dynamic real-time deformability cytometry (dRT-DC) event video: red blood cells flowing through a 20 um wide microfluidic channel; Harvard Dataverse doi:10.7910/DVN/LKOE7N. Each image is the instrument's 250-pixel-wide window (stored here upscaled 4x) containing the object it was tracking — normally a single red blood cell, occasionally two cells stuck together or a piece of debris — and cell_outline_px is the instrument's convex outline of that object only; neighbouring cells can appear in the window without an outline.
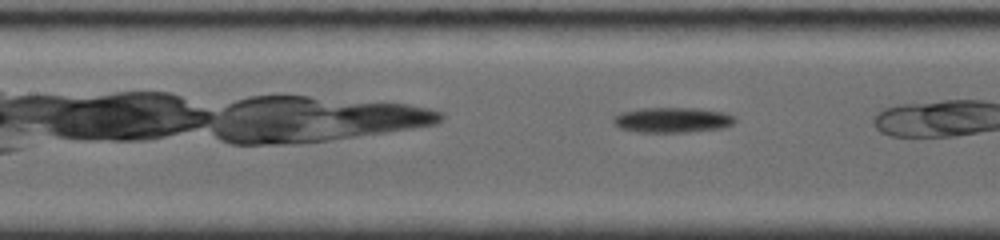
{"species": "common noctule bat (a hibernating species)", "species_latin": "Nyctalus noctula", "temperature_condition": "room temperature", "stored_images_in_passage": 20, "camera_frame_rate_fps": 4000, "um_per_image_px": 0.085, "animal": {"sex": "female", "body_mass_g": 19.0, "forearm_length_mm": 56.7}, "frame": {"image": 1, "passage_image": 6, "time_ms": 2.0, "image_size_px": [1000, 240], "cell_outline_px": [[736, 120], [732, 124], [724, 128], [688, 132], [636, 132], [620, 128], [612, 120], [612, 116], [620, 112], [640, 108], [696, 108], [724, 112], [736, 116]], "centroid_in_image_um": [57.15, 10.19], "position_along_channel_um": 150.2, "area_um2": 18.09}}